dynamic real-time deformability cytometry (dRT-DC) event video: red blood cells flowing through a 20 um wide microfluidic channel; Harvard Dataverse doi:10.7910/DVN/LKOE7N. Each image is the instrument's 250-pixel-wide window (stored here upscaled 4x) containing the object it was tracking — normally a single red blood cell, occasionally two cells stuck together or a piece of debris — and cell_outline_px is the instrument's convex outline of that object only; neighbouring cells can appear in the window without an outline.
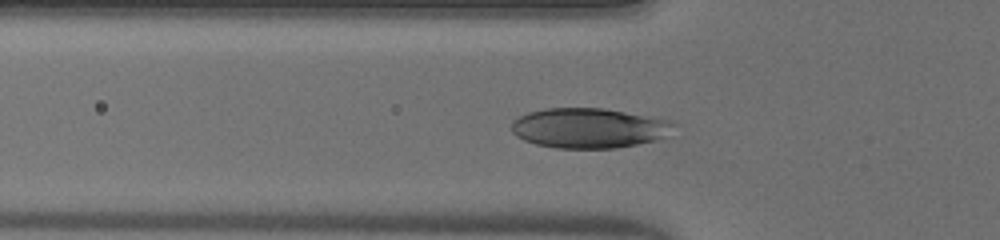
{"species": "human", "species_latin": "Homo sapiens", "temperature_condition": "warm", "stored_images_in_passage": 45, "camera_frame_rate_fps": 3000, "um_per_image_px": 0.085, "donor": {"sex": "male"}, "frame": {"image": 1, "passage_image": 11, "time_ms": 3.333, "image_size_px": [1000, 240], "cell_outline_px": [[676, 124], [660, 136], [652, 140], [636, 144], [616, 148], [556, 148], [536, 144], [524, 140], [516, 136], [512, 132], [512, 120], [516, 116], [528, 112], [544, 108], [604, 108], [668, 120]], "centroid_in_image_um": [49.93, 10.87], "position_along_channel_um": 75.9, "area_um2": 37.34}}
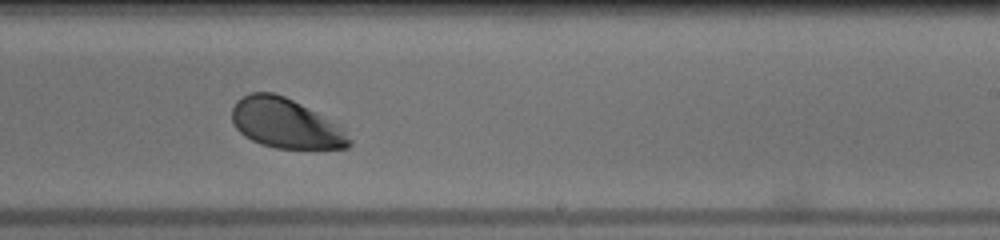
{"frame": {"image": 2, "passage_image": 25, "time_ms": 8.0, "image_size_px": [1000, 240], "cell_outline_px": [[352, 144], [348, 148], [276, 148], [260, 144], [244, 136], [236, 128], [232, 120], [232, 108], [236, 100], [252, 92], [272, 92], [284, 96], [300, 104], [344, 128], [352, 140]], "centroid_in_image_um": [24.27, 10.5], "position_along_channel_um": 264.7, "area_um2": 33.76}}
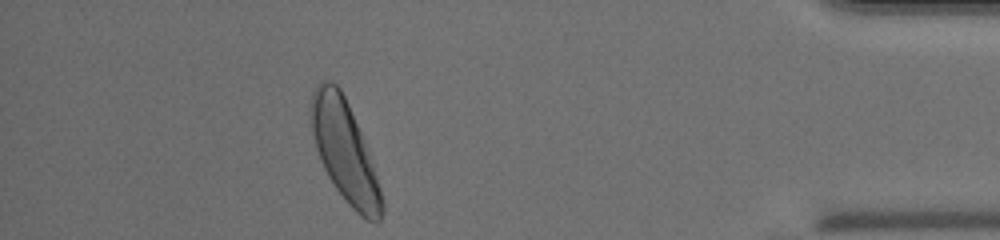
{"frame": {"image": 3, "passage_image": 39, "time_ms": 12.667, "image_size_px": [1000, 240], "cell_outline_px": [[384, 212], [380, 220], [368, 220], [360, 216], [348, 204], [336, 188], [328, 176], [320, 160], [312, 136], [308, 108], [312, 92], [316, 84], [320, 80], [328, 80], [336, 84], [340, 88], [348, 104], [364, 140], [380, 188], [384, 204]], "centroid_in_image_um": [29.25, 12.81], "position_along_channel_um": 405.9, "area_um2": 41.5}, "authors_computed_cell_mechanics": {"area_um2": 36.4718, "velocity_mm_per_s": 4.0455, "shape_relaxation_time_tau1_ms": 1.6118, "shape_relaxation_time_tau2_ms": null, "deformation_change_tau1": 0.1441, "deformation_change_tau2": null}}